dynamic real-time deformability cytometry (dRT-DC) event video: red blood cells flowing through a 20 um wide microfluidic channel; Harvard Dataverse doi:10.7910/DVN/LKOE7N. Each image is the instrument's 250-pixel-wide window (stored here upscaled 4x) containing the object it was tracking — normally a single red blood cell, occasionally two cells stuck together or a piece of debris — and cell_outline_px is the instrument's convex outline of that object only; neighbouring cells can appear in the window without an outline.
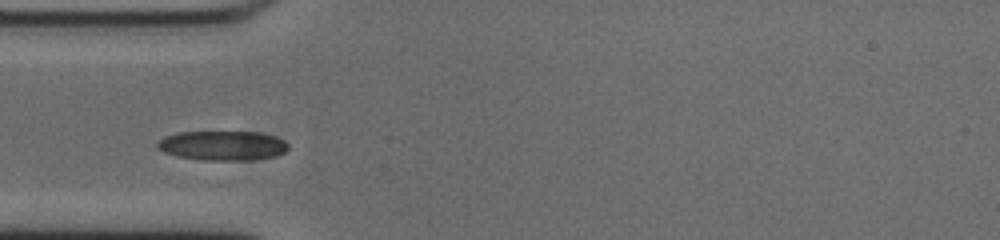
{"species": "common noctule bat (a hibernating species)", "species_latin": "Nyctalus noctula", "temperature_condition": "cold", "stored_images_in_passage": 39, "camera_frame_rate_fps": 3000, "um_per_image_px": 0.085, "animal": {"sex": "male", "body_mass_g": 20.0, "forearm_length_mm": 53.3}, "frame": {"image": 1, "passage_image": 1, "time_ms": 0.0, "image_size_px": [1000, 240], "cell_outline_px": [[288, 148], [284, 152], [276, 156], [252, 160], [200, 160], [176, 156], [164, 152], [156, 148], [156, 144], [164, 136], [180, 132], [256, 132], [272, 136], [284, 140], [288, 144]], "centroid_in_image_um": [18.89, 12.38], "position_along_channel_um": 66.1, "area_um2": 22.54}}
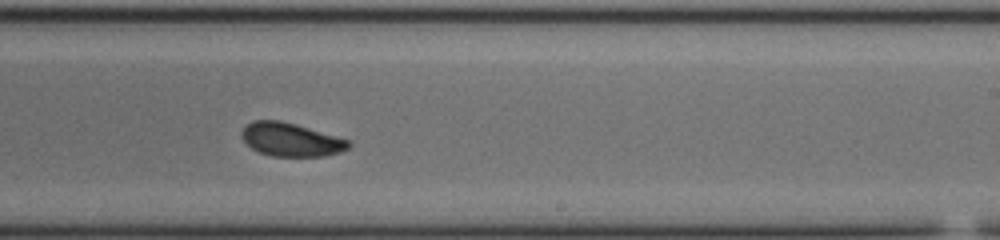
{"frame": {"image": 2, "passage_image": 17, "time_ms": 5.333, "image_size_px": [1000, 240], "cell_outline_px": [[352, 144], [348, 148], [340, 152], [324, 156], [272, 156], [260, 152], [252, 148], [240, 136], [240, 132], [252, 120], [280, 120], [296, 124], [348, 140]], "centroid_in_image_um": [24.71, 11.86], "position_along_channel_um": 264.3, "area_um2": 20.63}}
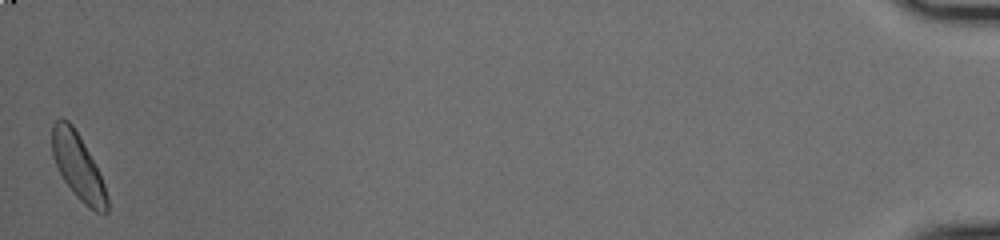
{"frame": {"image": 3, "passage_image": 39, "time_ms": 12.667, "image_size_px": [1000, 240], "cell_outline_px": [[108, 212], [104, 216], [88, 208], [76, 196], [64, 180], [52, 156], [52, 124], [56, 120], [68, 120], [72, 124], [84, 144], [104, 184], [108, 196]], "centroid_in_image_um": [6.64, 14.21], "position_along_channel_um": 428.6, "area_um2": 20.81}}